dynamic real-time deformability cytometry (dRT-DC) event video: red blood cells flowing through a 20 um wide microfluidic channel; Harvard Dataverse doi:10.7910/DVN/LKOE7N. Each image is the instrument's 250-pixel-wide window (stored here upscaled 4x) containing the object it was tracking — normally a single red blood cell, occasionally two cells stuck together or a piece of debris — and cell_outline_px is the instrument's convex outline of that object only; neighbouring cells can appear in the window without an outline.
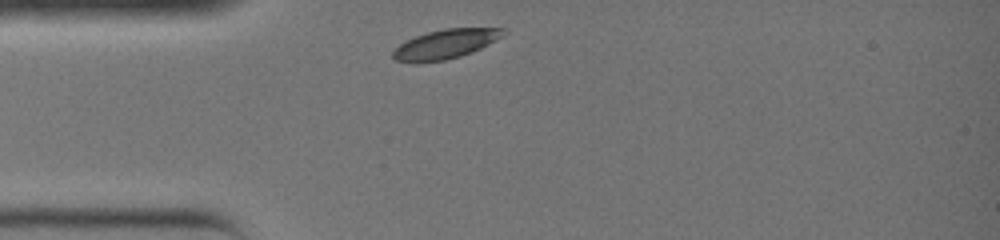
{"species": "common noctule bat (a hibernating species)", "species_latin": "Nyctalus noctula", "temperature_condition": "warm", "stored_images_in_passage": 23, "camera_frame_rate_fps": 3000, "um_per_image_px": 0.085, "animal": {"sex": "female", "body_mass_g": 19.0, "forearm_length_mm": 51.5}, "frame": {"image": 1, "passage_image": 1, "time_ms": 0.0, "image_size_px": [1000, 240], "cell_outline_px": [[504, 36], [472, 52], [460, 56], [444, 60], [416, 64], [412, 64], [396, 60], [392, 56], [392, 52], [400, 44], [416, 36], [428, 32], [444, 28], [504, 28]], "centroid_in_image_um": [37.84, 3.76], "position_along_channel_um": 47.2, "area_um2": 18.84}}
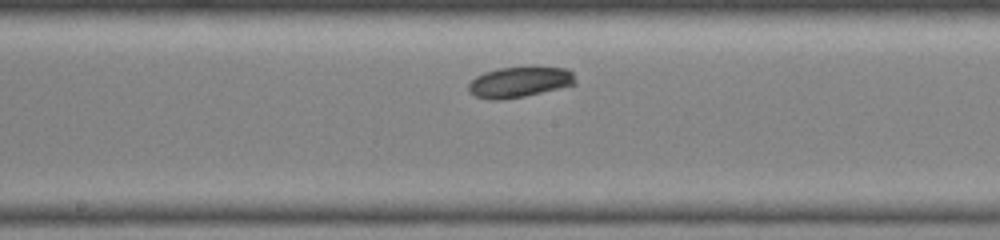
{"frame": {"image": 2, "passage_image": 11, "time_ms": 3.333, "image_size_px": [1000, 240], "cell_outline_px": [[576, 84], [524, 96], [500, 100], [488, 100], [476, 96], [468, 92], [468, 84], [476, 76], [484, 72], [500, 68], [532, 64], [536, 64], [568, 68], [572, 72], [576, 80]], "centroid_in_image_um": [44.19, 6.92], "position_along_channel_um": 204.0, "area_um2": 19.83}}
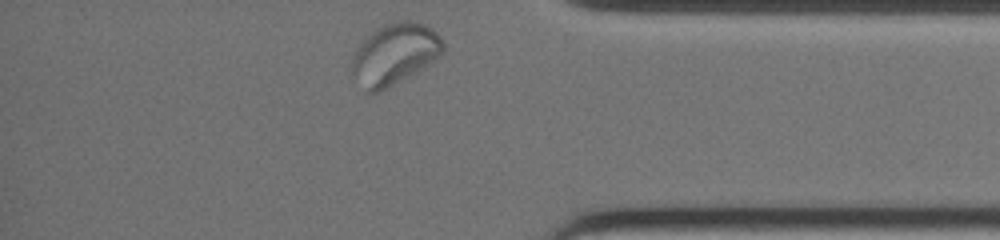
{"frame": {"image": 3, "passage_image": 23, "time_ms": 7.333, "image_size_px": [1000, 240], "cell_outline_px": [[444, 52], [440, 56], [416, 72], [388, 88], [380, 92], [368, 92], [352, 72], [352, 56], [356, 48], [364, 36], [384, 24], [392, 20], [412, 20], [424, 24], [432, 28], [440, 36], [444, 44]], "centroid_in_image_um": [33.55, 4.55], "position_along_channel_um": 401.6, "area_um2": 32.66}}